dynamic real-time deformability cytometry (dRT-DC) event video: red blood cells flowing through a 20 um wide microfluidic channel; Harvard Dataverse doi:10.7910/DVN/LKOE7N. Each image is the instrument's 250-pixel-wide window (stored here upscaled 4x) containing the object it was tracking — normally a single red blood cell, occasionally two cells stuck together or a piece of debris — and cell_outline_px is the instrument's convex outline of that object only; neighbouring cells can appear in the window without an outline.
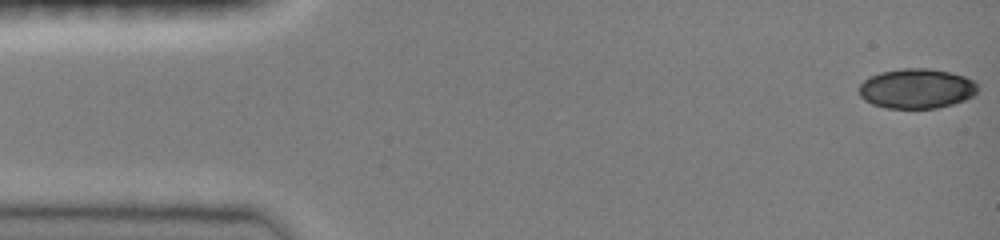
{"species": "common noctule bat (a hibernating species)", "species_latin": "Nyctalus noctula", "temperature_condition": "room temperature", "stored_images_in_passage": 47, "camera_frame_rate_fps": 3000, "um_per_image_px": 0.085, "animal": {"sex": "female", "body_mass_g": 19.0, "forearm_length_mm": 51.5}, "frame": {"image": 1, "passage_image": 1, "time_ms": 0.0, "image_size_px": [1000, 240], "cell_outline_px": [[980, 88], [972, 96], [964, 100], [952, 104], [936, 108], [884, 108], [872, 104], [864, 100], [860, 96], [860, 84], [868, 76], [880, 72], [904, 68], [928, 68], [948, 72], [964, 76], [976, 80]], "centroid_in_image_um": [77.92, 7.52], "position_along_channel_um": 7.1, "area_um2": 27.74}}
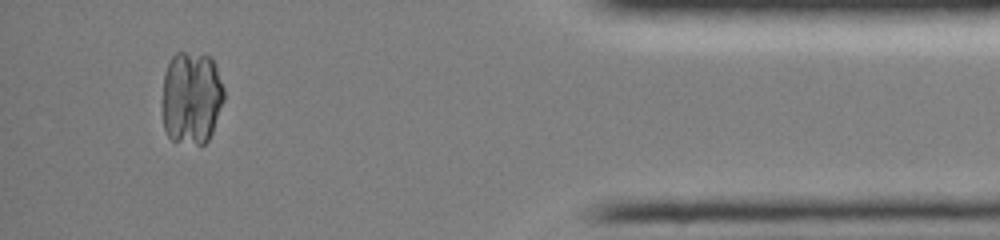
{"frame": {"image": 2, "passage_image": 43, "time_ms": 14.0, "image_size_px": [1000, 240], "cell_outline_px": [[224, 100], [212, 132], [208, 140], [204, 144], [196, 144], [172, 140], [168, 136], [164, 128], [164, 72], [172, 56], [176, 52], [184, 52], [212, 56], [224, 88]], "centroid_in_image_um": [16.3, 8.29], "position_along_channel_um": 418.9, "area_um2": 33.41}}